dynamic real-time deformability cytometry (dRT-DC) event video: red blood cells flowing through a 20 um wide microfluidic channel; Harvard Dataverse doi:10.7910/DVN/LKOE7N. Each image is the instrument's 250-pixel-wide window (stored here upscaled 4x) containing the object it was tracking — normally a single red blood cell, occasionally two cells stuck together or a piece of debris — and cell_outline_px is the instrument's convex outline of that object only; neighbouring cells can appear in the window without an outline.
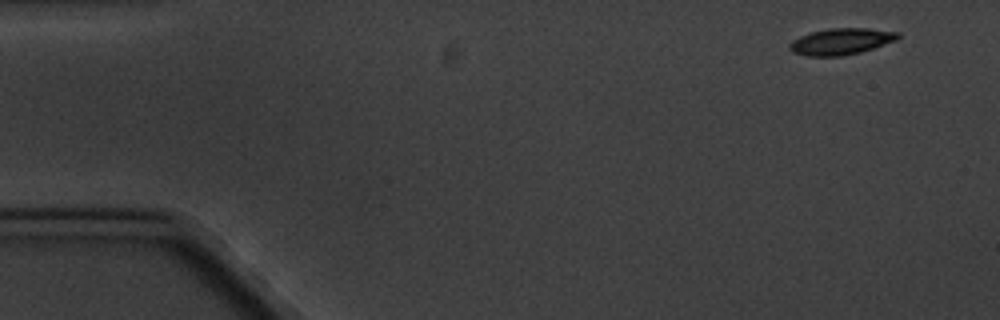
{"species": "common noctule bat (a hibernating species)", "species_latin": "Nyctalus noctula", "temperature_condition": "cold", "stored_images_in_passage": 7, "camera_frame_rate_fps": 3000, "um_per_image_px": 0.085, "animal": {"sex": "male", "body_mass_g": 20.1, "forearm_length_mm": 53.5}, "frame": {"image": 1, "passage_image": 1, "time_ms": 0.0, "image_size_px": [1000, 320], "cell_outline_px": [[900, 36], [896, 40], [860, 52], [840, 56], [808, 56], [792, 52], [788, 48], [788, 44], [792, 40], [800, 36], [812, 32], [828, 28], [868, 28], [900, 32]], "centroid_in_image_um": [71.47, 3.52], "position_along_channel_um": 13.5, "area_um2": 16.65}}
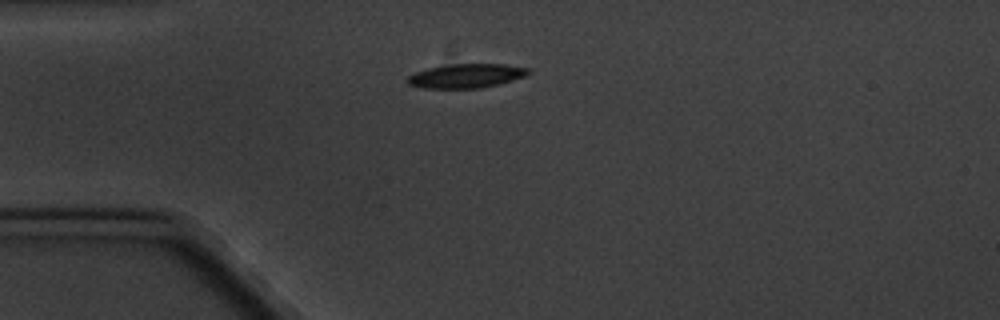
{"frame": {"image": 2, "passage_image": 4, "time_ms": 3.667, "image_size_px": [1000, 320], "cell_outline_px": [[532, 72], [524, 76], [512, 80], [480, 88], [424, 88], [408, 84], [408, 76], [416, 72], [428, 68], [452, 64], [504, 64], [528, 68]], "centroid_in_image_um": [39.63, 6.44], "position_along_channel_um": 45.4, "area_um2": 16.7}}
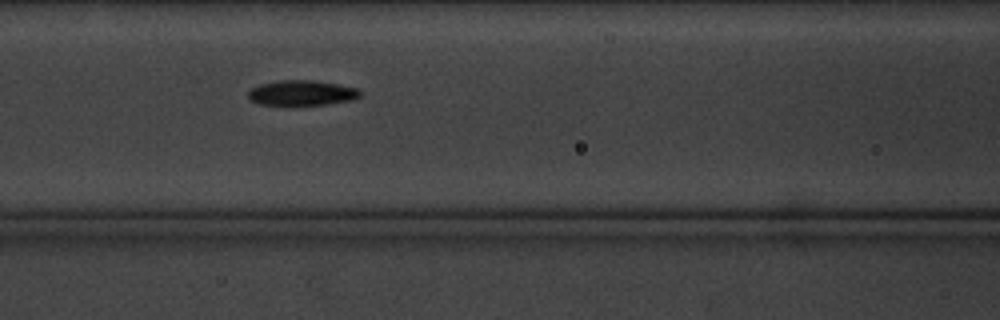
{"frame": {"image": 3, "passage_image": 7, "time_ms": 7.0, "image_size_px": [1000, 320], "cell_outline_px": [[360, 96], [352, 100], [328, 104], [292, 108], [260, 104], [252, 100], [248, 96], [248, 92], [252, 88], [260, 84], [280, 80], [312, 80], [360, 88]], "centroid_in_image_um": [25.64, 7.94], "position_along_channel_um": 141.0, "area_um2": 17.11}}